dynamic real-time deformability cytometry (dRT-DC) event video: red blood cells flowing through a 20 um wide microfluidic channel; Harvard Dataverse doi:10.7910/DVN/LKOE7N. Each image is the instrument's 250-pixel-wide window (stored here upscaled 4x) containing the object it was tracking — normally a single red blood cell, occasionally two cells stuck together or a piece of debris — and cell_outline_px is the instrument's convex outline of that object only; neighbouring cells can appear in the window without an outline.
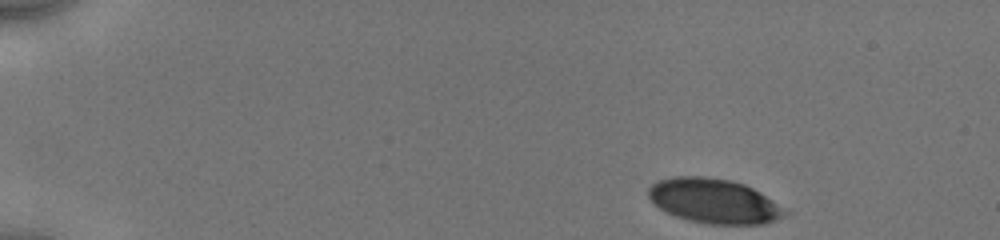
{"species": "human", "species_latin": "Homo sapiens", "temperature_condition": "cold", "stored_images_in_passage": 30, "camera_frame_rate_fps": 3000, "um_per_image_px": 0.085, "donor": {"sex": "male"}, "frame": {"image": 1, "passage_image": 1, "time_ms": 0.0, "image_size_px": [1000, 240], "cell_outline_px": [[788, 212], [784, 216], [764, 224], [708, 224], [688, 220], [676, 216], [660, 208], [648, 196], [648, 188], [652, 184], [660, 180], [676, 176], [704, 176], [732, 180], [744, 184], [760, 192], [772, 200]], "centroid_in_image_um": [60.69, 17.08], "position_along_channel_um": 24.3, "area_um2": 35.2}}
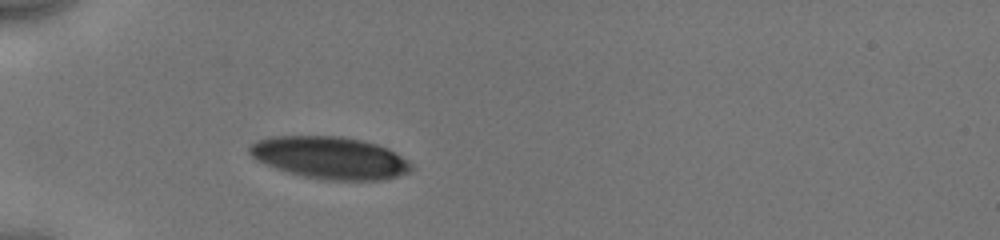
{"frame": {"image": 2, "passage_image": 21, "time_ms": 3.333, "image_size_px": [1000, 240], "cell_outline_px": [[412, 168], [408, 172], [384, 180], [324, 180], [304, 176], [288, 172], [276, 168], [256, 160], [248, 152], [248, 144], [256, 140], [268, 136], [344, 136], [376, 144], [388, 148], [396, 152], [408, 160], [412, 164]], "centroid_in_image_um": [28.02, 13.4], "position_along_channel_um": 57.0, "area_um2": 40.0}}
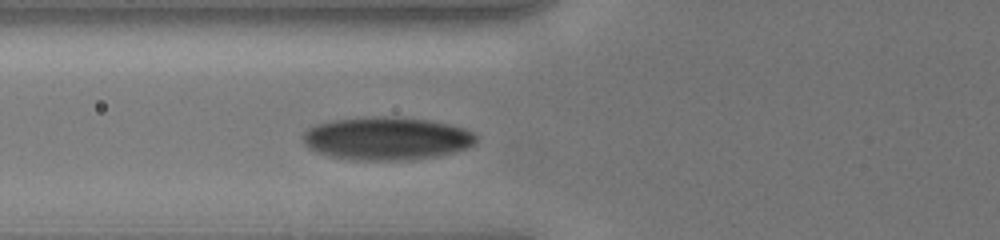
{"frame": {"image": 3, "passage_image": 29, "time_ms": 4.667, "image_size_px": [1000, 240], "cell_outline_px": [[480, 136], [476, 144], [468, 148], [436, 156], [404, 160], [352, 160], [328, 156], [316, 152], [304, 140], [304, 132], [308, 128], [316, 124], [336, 120], [380, 116], [400, 116], [428, 120], [448, 124], [464, 128]], "centroid_in_image_um": [32.93, 11.77], "position_along_channel_um": 92.9, "area_um2": 43.41}}